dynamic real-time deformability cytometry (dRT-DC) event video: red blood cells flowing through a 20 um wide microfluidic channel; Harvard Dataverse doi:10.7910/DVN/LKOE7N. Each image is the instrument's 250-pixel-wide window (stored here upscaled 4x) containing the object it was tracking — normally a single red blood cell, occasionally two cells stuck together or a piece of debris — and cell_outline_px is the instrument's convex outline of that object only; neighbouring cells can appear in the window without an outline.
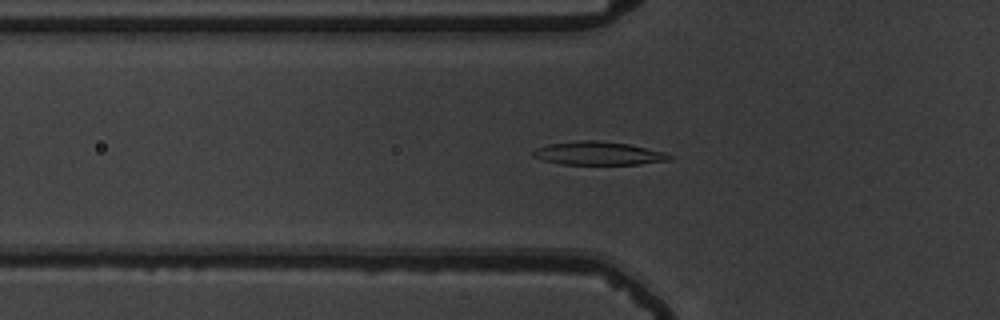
{"species": "common noctule bat (a hibernating species)", "species_latin": "Nyctalus noctula", "temperature_condition": "warm", "stored_images_in_passage": 56, "camera_frame_rate_fps": 3000, "um_per_image_px": 0.085, "animal": {"sex": "male", "body_mass_g": 19.5, "forearm_length_mm": 54.6}, "frame": {"image": 1, "passage_image": 20, "time_ms": 6.333, "image_size_px": [1000, 320], "cell_outline_px": [[676, 156], [672, 160], [640, 164], [560, 164], [544, 160], [532, 156], [532, 152], [536, 148], [548, 144], [576, 140], [600, 140], [628, 144], [664, 152]], "centroid_in_image_um": [50.89, 13.03], "position_along_channel_um": 74.9, "area_um2": 18.67}}
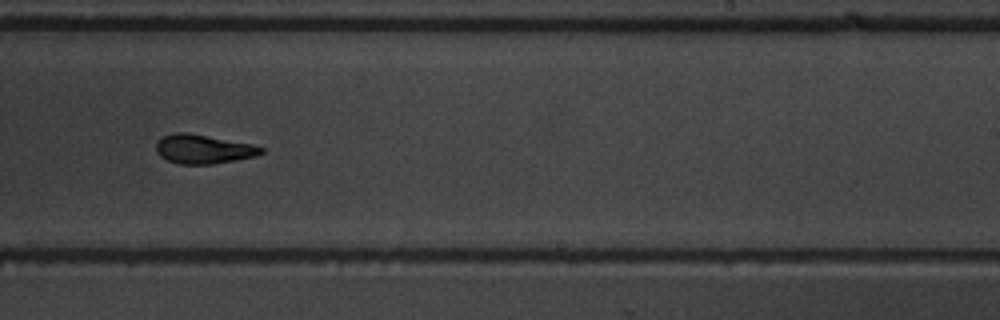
{"frame": {"image": 2, "passage_image": 36, "time_ms": 11.667, "image_size_px": [1000, 320], "cell_outline_px": [[264, 152], [256, 156], [236, 160], [212, 164], [180, 164], [168, 160], [160, 156], [156, 152], [156, 140], [164, 136], [176, 132], [188, 132], [252, 144], [264, 148]], "centroid_in_image_um": [17.27, 12.67], "position_along_channel_um": 271.7, "area_um2": 17.86}}
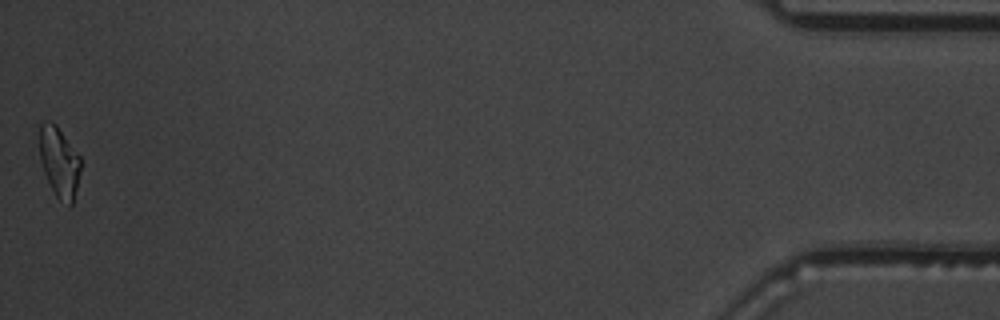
{"frame": {"image": 3, "passage_image": 56, "time_ms": 18.333, "image_size_px": [1000, 320], "cell_outline_px": [[84, 160], [72, 204], [68, 208], [56, 196], [44, 172], [40, 160], [40, 124], [48, 120], [56, 124]], "centroid_in_image_um": [5.09, 13.78], "position_along_channel_um": 430.1, "area_um2": 17.17}, "authors_computed_cell_mechanics": {"area_um2": 17.9758, "velocity_mm_per_s": 3.6968, "shape_relaxation_time_tau1_ms": 6.8685, "shape_relaxation_time_tau2_ms": 4.0202, "deformation_change_tau1": 0.2183, "deformation_change_tau2": 0.0632}}